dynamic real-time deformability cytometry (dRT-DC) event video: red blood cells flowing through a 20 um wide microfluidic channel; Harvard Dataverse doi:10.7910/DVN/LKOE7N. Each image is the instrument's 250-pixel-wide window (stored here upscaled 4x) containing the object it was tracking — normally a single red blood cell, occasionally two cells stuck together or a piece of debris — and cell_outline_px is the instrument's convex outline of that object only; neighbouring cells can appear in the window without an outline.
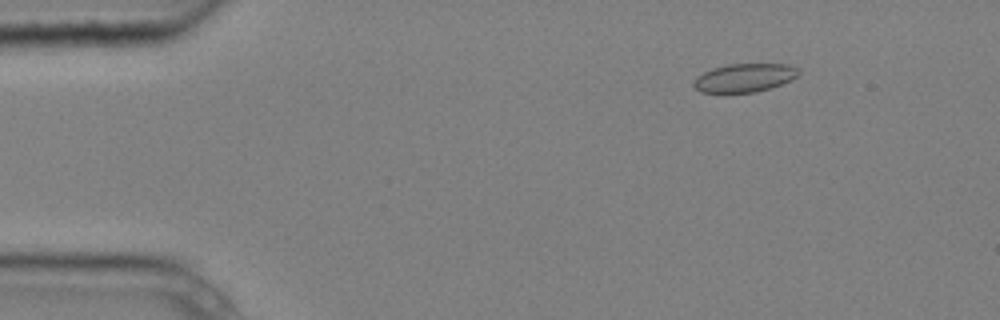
{"species": "common noctule bat (a hibernating species)", "species_latin": "Nyctalus noctula", "temperature_condition": "cold", "stored_images_in_passage": 3, "camera_frame_rate_fps": 3000, "um_per_image_px": 0.085, "animal": {"sex": "male", "body_mass_g": 20.4}, "frame": {"image": 1, "passage_image": 1, "time_ms": 0.0, "image_size_px": [1000, 320], "cell_outline_px": [[800, 72], [792, 80], [756, 92], [700, 92], [692, 84], [696, 76], [712, 68], [728, 64], [788, 64], [800, 68]], "centroid_in_image_um": [63.28, 6.6], "position_along_channel_um": 21.7, "area_um2": 17.34}}